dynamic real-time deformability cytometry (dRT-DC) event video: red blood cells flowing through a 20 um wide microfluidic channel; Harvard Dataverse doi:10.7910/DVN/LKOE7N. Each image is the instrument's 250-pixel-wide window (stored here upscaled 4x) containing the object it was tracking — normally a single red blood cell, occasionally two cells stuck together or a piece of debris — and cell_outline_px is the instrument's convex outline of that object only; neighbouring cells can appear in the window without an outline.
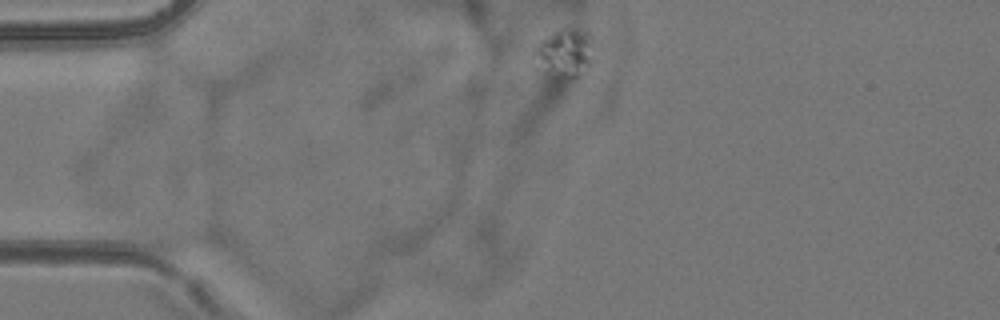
{"species": "common noctule bat (a hibernating species)", "species_latin": "Nyctalus noctula", "temperature_condition": "room temperature", "stored_images_in_passage": 2, "camera_frame_rate_fps": 3000, "um_per_image_px": 0.085, "animal": {"sex": "female", "body_mass_g": 24.6, "forearm_length_mm": 56.2}, "frame": {"image": 1, "passage_image": 1, "time_ms": 0.0, "image_size_px": [1000, 320], "cell_outline_px": [[592, 60], [588, 68], [576, 80], [568, 80], [544, 72], [536, 52], [536, 48], [552, 32], [560, 28], [576, 32], [584, 36]], "centroid_in_image_um": [47.98, 4.63], "position_along_channel_um": 37.0, "area_um2": 15.09}}